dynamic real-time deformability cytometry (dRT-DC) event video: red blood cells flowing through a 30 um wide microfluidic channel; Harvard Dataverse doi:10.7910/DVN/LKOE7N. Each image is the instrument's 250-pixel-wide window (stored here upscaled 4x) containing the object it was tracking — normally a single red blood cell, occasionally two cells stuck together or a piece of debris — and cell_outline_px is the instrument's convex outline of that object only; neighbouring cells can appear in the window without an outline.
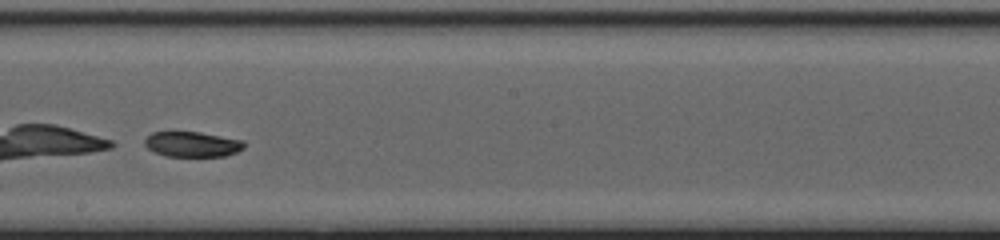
{"species": "common noctule bat (a hibernating species)", "species_latin": "Nyctalus noctula", "temperature_condition": "cold", "stored_images_in_passage": 35, "camera_frame_rate_fps": 3000, "um_per_image_px": 0.085, "animal": {"sex": "female", "body_mass_g": 20.0, "forearm_length_mm": 54.0}, "frame": {"image": 1, "passage_image": 20, "time_ms": 6.333, "image_size_px": [1000, 240], "cell_outline_px": [[244, 148], [236, 152], [224, 156], [164, 156], [148, 148], [144, 144], [144, 140], [152, 132], [200, 132], [244, 140]], "centroid_in_image_um": [16.35, 12.26], "position_along_channel_um": 231.8, "area_um2": 14.57}}
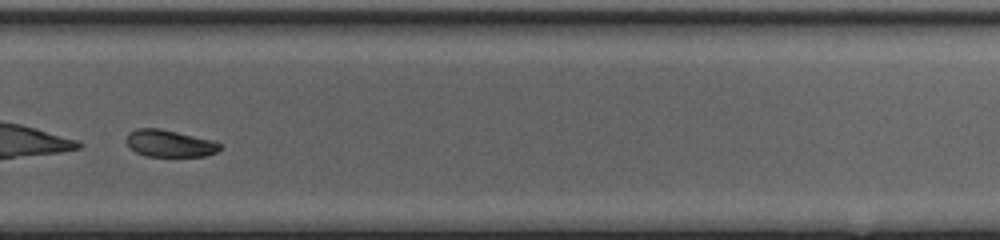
{"frame": {"image": 2, "passage_image": 26, "time_ms": 8.333, "image_size_px": [1000, 240], "cell_outline_px": [[224, 144], [216, 152], [204, 156], [148, 156], [136, 152], [124, 140], [128, 132], [136, 128], [160, 128], [212, 140]], "centroid_in_image_um": [14.4, 12.18], "position_along_channel_um": 315.4, "area_um2": 14.74}}
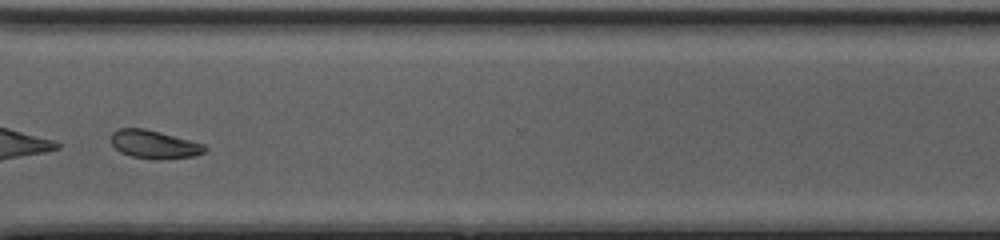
{"frame": {"image": 3, "passage_image": 29, "time_ms": 9.333, "image_size_px": [1000, 240], "cell_outline_px": [[208, 148], [204, 152], [196, 156], [160, 160], [132, 156], [120, 152], [112, 144], [112, 132], [120, 128], [144, 128], [160, 132], [204, 144]], "centroid_in_image_um": [13.13, 12.28], "position_along_channel_um": 357.5, "area_um2": 15.37}}